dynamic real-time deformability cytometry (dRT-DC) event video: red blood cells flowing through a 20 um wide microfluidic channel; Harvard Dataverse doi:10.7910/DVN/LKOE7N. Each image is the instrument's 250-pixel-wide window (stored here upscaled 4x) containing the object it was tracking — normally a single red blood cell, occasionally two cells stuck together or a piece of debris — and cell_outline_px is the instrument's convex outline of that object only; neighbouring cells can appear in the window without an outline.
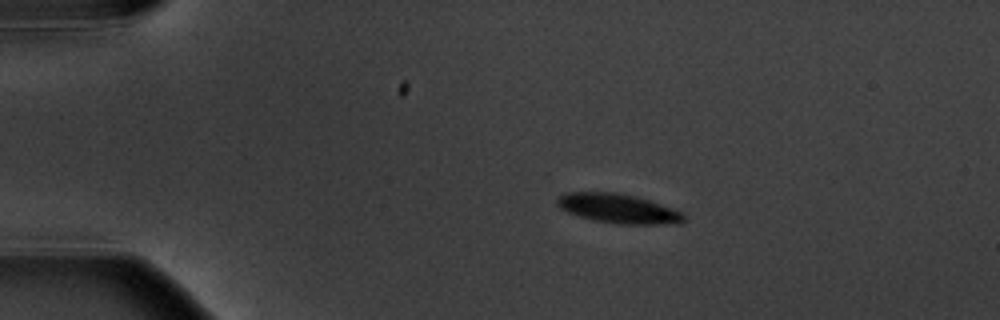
{"species": "common noctule bat (a hibernating species)", "species_latin": "Nyctalus noctula", "temperature_condition": "warm", "stored_images_in_passage": 4, "camera_frame_rate_fps": 3000, "um_per_image_px": 0.085, "animal": {"sex": "male", "body_mass_g": 20.1, "forearm_length_mm": 53.5}, "frame": {"image": 1, "passage_image": 1, "time_ms": 0.0, "image_size_px": [1000, 320], "cell_outline_px": [[684, 220], [680, 224], [620, 224], [592, 220], [568, 212], [560, 208], [556, 204], [556, 200], [564, 192], [616, 192], [636, 196], [660, 204], [680, 212], [684, 216]], "centroid_in_image_um": [52.51, 17.72], "position_along_channel_um": 32.5, "area_um2": 21.56}}